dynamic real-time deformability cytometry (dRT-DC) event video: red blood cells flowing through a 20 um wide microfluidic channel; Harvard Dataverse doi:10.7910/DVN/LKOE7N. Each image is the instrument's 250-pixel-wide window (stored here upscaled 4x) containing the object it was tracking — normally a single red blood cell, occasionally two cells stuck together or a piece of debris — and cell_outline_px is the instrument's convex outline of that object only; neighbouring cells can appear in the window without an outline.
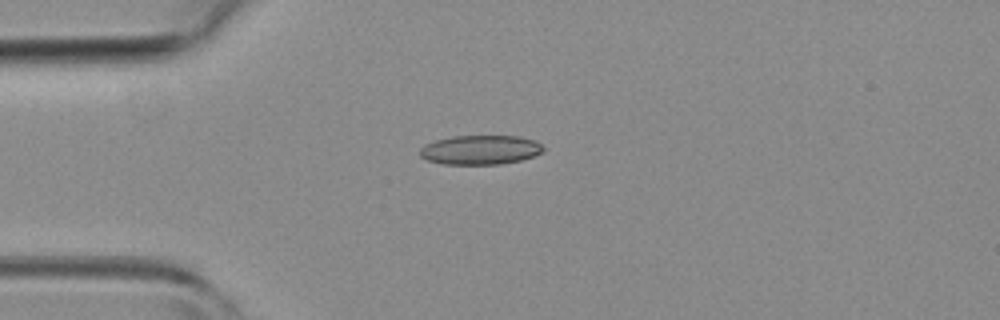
{"species": "common noctule bat (a hibernating species)", "species_latin": "Nyctalus noctula", "temperature_condition": "room temperature", "stored_images_in_passage": 1, "camera_frame_rate_fps": 3000, "um_per_image_px": 0.085, "animal": {"sex": "female", "body_mass_g": 19.3, "forearm_length_mm": 54.1}, "frame": {"image": 1, "passage_image": 1, "time_ms": 0.0, "image_size_px": [1000, 320], "cell_outline_px": [[544, 152], [520, 160], [500, 164], [444, 164], [428, 160], [420, 156], [420, 148], [424, 144], [436, 140], [452, 136], [520, 136], [536, 140], [544, 148]], "centroid_in_image_um": [40.83, 12.73], "position_along_channel_um": 44.2, "area_um2": 21.1}}